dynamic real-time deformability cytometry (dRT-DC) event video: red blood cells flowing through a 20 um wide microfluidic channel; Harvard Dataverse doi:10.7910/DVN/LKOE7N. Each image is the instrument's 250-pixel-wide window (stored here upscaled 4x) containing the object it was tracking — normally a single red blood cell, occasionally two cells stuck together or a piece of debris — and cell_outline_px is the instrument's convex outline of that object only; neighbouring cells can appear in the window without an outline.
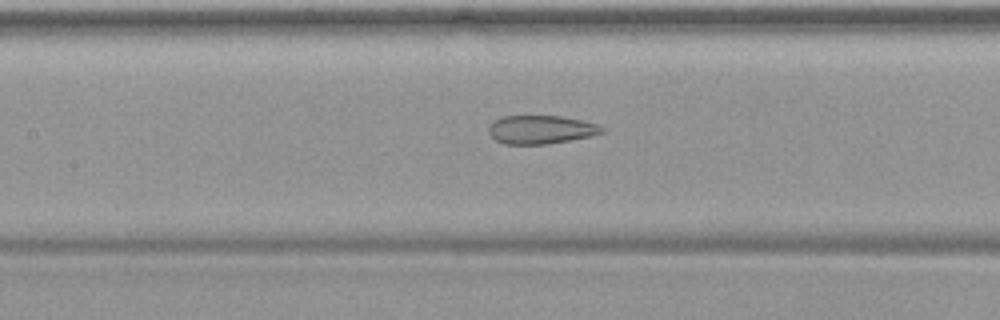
{"species": "common noctule bat (a hibernating species)", "species_latin": "Nyctalus noctula", "temperature_condition": "warm", "stored_images_in_passage": 49, "camera_frame_rate_fps": 3000, "um_per_image_px": 0.085, "animal": {"sex": "female", "body_mass_g": 19.9}, "frame": {"image": 1, "passage_image": 23, "time_ms": 7.333, "image_size_px": [1000, 320], "cell_outline_px": [[604, 132], [592, 136], [548, 144], [504, 144], [496, 140], [488, 132], [488, 124], [504, 116], [560, 116], [584, 120], [596, 124], [604, 128]], "centroid_in_image_um": [45.98, 11.02], "position_along_channel_um": 161.4, "area_um2": 18.84}}
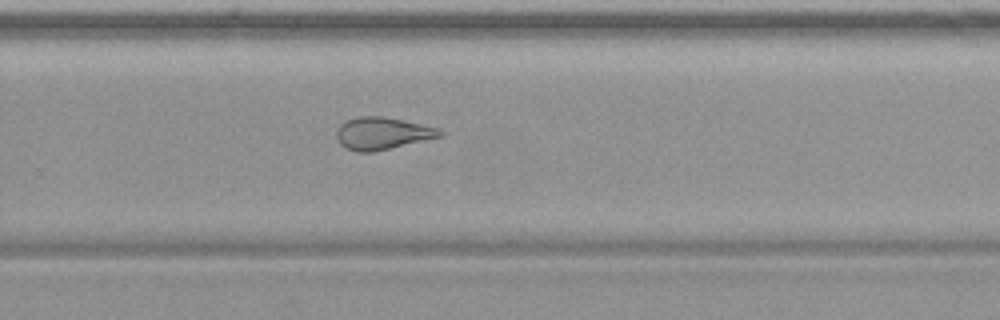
{"frame": {"image": 2, "passage_image": 33, "time_ms": 10.667, "image_size_px": [1000, 320], "cell_outline_px": [[444, 136], [372, 152], [356, 152], [340, 144], [336, 140], [336, 132], [340, 124], [348, 120], [360, 116], [384, 116], [420, 124], [436, 128], [444, 132]], "centroid_in_image_um": [32.48, 11.34], "position_along_channel_um": 297.3, "area_um2": 19.31}}
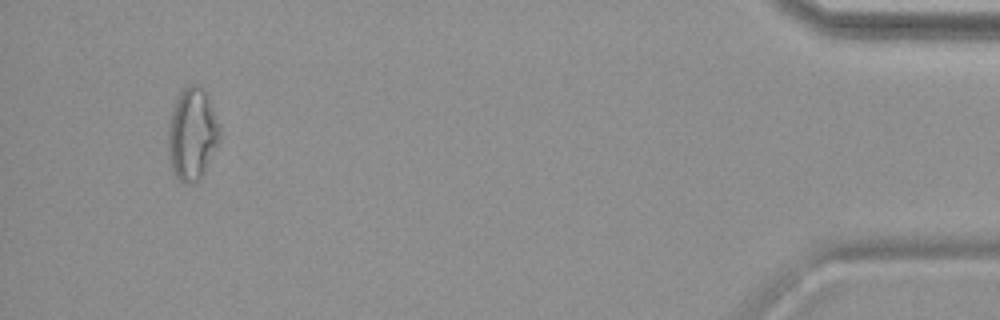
{"frame": {"image": 3, "passage_image": 47, "time_ms": 15.333, "image_size_px": [1000, 320], "cell_outline_px": [[220, 140], [204, 176], [196, 184], [184, 184], [176, 176], [172, 168], [168, 156], [168, 120], [172, 104], [176, 96], [188, 84], [196, 84], [204, 88], [208, 96], [220, 124]], "centroid_in_image_um": [16.34, 11.4], "position_along_channel_um": 418.9, "area_um2": 28.73}}